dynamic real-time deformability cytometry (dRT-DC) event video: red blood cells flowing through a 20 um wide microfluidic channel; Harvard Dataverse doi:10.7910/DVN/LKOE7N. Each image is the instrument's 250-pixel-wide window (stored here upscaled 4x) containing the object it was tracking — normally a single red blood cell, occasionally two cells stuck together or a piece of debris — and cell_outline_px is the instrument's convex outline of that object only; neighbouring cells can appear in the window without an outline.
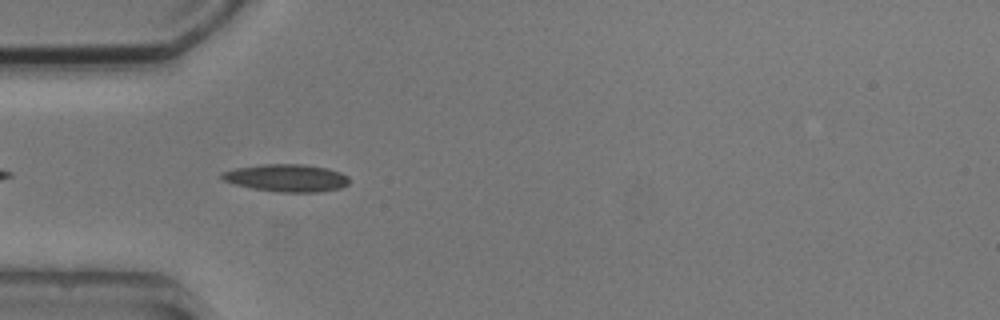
{"species": "common noctule bat (a hibernating species)", "species_latin": "Nyctalus noctula", "temperature_condition": "cold", "stored_images_in_passage": 5, "camera_frame_rate_fps": 3000, "um_per_image_px": 0.085, "animal": {"sex": "male", "body_mass_g": 20.5, "forearm_length_mm": 52.5}, "frame": {"image": 1, "passage_image": 4, "time_ms": 4.667, "image_size_px": [1000, 320], "cell_outline_px": [[348, 184], [340, 188], [316, 192], [280, 192], [252, 188], [236, 184], [224, 180], [220, 176], [220, 172], [236, 168], [260, 164], [304, 164], [328, 168], [340, 172], [348, 176]], "centroid_in_image_um": [24.36, 15.11], "position_along_channel_um": 60.6, "area_um2": 20.35}}